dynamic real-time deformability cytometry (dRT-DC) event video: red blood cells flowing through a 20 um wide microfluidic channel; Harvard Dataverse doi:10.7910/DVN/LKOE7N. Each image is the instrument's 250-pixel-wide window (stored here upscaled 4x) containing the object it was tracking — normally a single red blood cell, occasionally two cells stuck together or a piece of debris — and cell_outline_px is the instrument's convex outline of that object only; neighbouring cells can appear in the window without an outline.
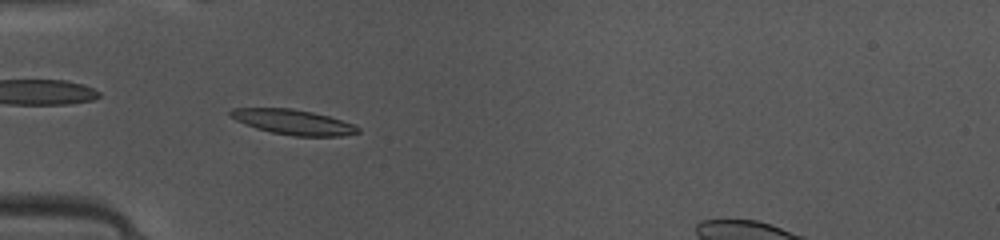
{"species": "common noctule bat (a hibernating species)", "species_latin": "Nyctalus noctula", "temperature_condition": "warm", "stored_images_in_passage": 33, "camera_frame_rate_fps": 3000, "um_per_image_px": 0.085, "animal": {"sex": "female", "body_mass_g": 10.0, "forearm_length_mm": 53.1}, "frame": {"image": 1, "passage_image": 2, "time_ms": 0.333, "image_size_px": [1000, 240], "cell_outline_px": [[360, 132], [344, 136], [296, 136], [272, 132], [256, 128], [244, 124], [236, 120], [228, 112], [232, 108], [292, 108], [312, 112], [328, 116], [352, 124], [360, 128]], "centroid_in_image_um": [24.92, 10.37], "position_along_channel_um": 60.1, "area_um2": 18.44}}
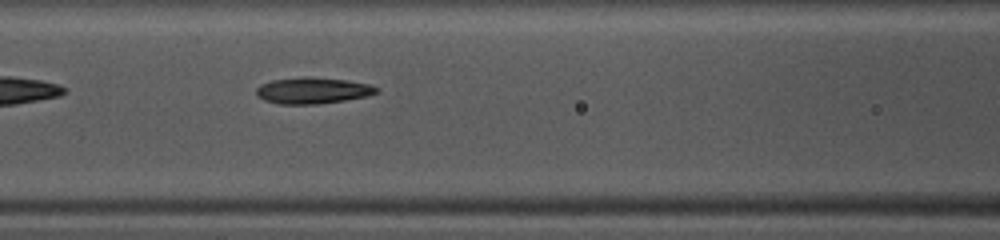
{"frame": {"image": 2, "passage_image": 8, "time_ms": 2.333, "image_size_px": [1000, 240], "cell_outline_px": [[380, 92], [368, 96], [344, 100], [316, 104], [280, 104], [264, 100], [256, 96], [256, 88], [260, 84], [272, 80], [304, 76], [344, 80], [368, 84], [376, 88]], "centroid_in_image_um": [26.53, 7.7], "position_along_channel_um": 140.1, "area_um2": 18.32}}
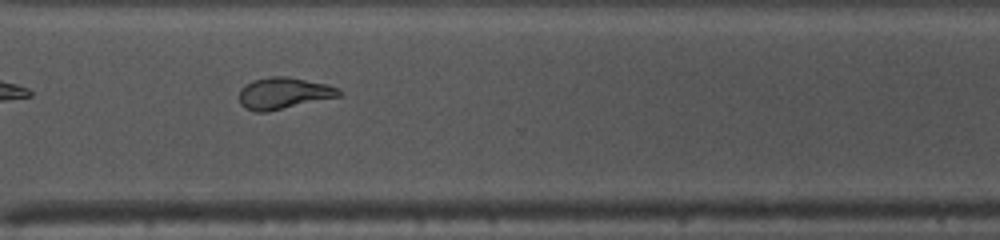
{"frame": {"image": 3, "passage_image": 23, "time_ms": 7.333, "image_size_px": [1000, 240], "cell_outline_px": [[340, 96], [268, 112], [256, 112], [244, 108], [240, 104], [240, 88], [244, 84], [252, 80], [268, 76], [288, 76], [328, 84], [336, 88], [340, 92]], "centroid_in_image_um": [24.06, 7.92], "position_along_channel_um": 346.5, "area_um2": 18.5}}